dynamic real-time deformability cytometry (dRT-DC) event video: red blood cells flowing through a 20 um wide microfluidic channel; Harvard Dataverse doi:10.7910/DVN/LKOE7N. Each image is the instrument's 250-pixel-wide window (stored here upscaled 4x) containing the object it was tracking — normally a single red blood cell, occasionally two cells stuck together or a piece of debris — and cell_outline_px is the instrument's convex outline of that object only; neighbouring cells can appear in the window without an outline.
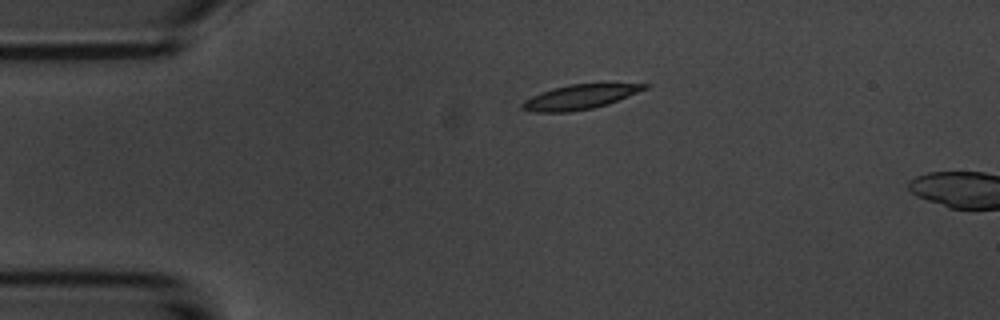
{"species": "common noctule bat (a hibernating species)", "species_latin": "Nyctalus noctula", "temperature_condition": "room temperature", "stored_images_in_passage": 5, "camera_frame_rate_fps": 3000, "um_per_image_px": 0.085, "animal": {"sex": "male", "body_mass_g": 20.1, "forearm_length_mm": 53.5}, "frame": {"image": 1, "passage_image": 5, "time_ms": 4.333, "image_size_px": [1000, 320], "cell_outline_px": [[652, 84], [648, 88], [608, 104], [592, 108], [568, 112], [532, 112], [520, 108], [520, 104], [524, 100], [540, 92], [552, 88], [568, 84]], "centroid_in_image_um": [49.23, 8.24], "position_along_channel_um": 35.8, "area_um2": 17.46}}